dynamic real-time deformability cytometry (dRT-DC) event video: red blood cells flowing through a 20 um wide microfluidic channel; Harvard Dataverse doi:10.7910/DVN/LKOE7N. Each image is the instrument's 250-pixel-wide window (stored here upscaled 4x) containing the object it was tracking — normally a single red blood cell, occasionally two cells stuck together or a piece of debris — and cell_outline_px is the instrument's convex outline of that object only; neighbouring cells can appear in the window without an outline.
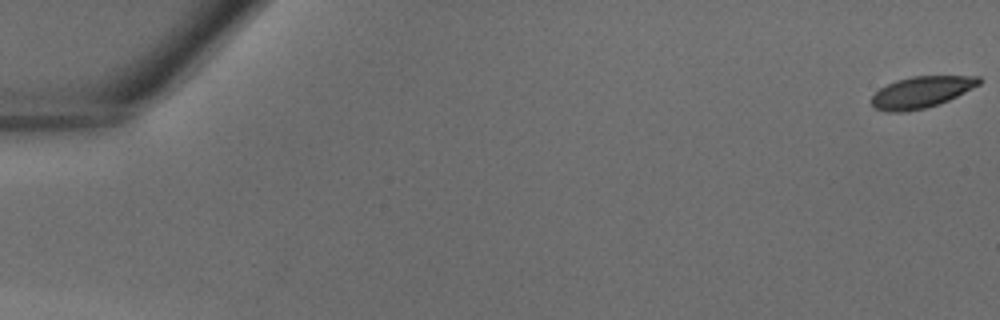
{"species": "common noctule bat (a hibernating species)", "species_latin": "Nyctalus noctula", "temperature_condition": "warm", "stored_images_in_passage": 44, "segment_of_instrument_passage": [1, 2], "camera_frame_rate_fps": 3000, "um_per_image_px": 0.085, "animal": {"sex": "male", "body_mass_g": 18.8}, "frame": {"image": 1, "passage_image": 1, "time_ms": 0.0, "image_size_px": [1000, 320], "cell_outline_px": [[980, 84], [948, 100], [924, 108], [908, 112], [884, 112], [872, 108], [872, 96], [880, 88], [896, 80], [912, 76], [980, 76]], "centroid_in_image_um": [78.26, 7.84], "position_along_channel_um": 6.7, "area_um2": 19.59}}
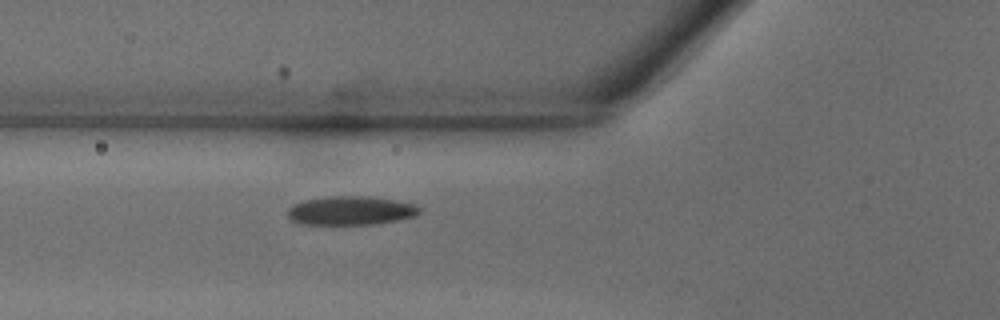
{"frame": {"image": 2, "passage_image": 17, "time_ms": 5.333, "image_size_px": [1000, 320], "cell_outline_px": [[420, 212], [416, 216], [400, 220], [376, 224], [300, 224], [292, 220], [288, 216], [288, 208], [292, 204], [304, 200], [332, 196], [368, 196], [392, 200], [412, 204], [420, 208]], "centroid_in_image_um": [29.8, 17.91], "position_along_channel_um": 96.0, "area_um2": 22.08}}
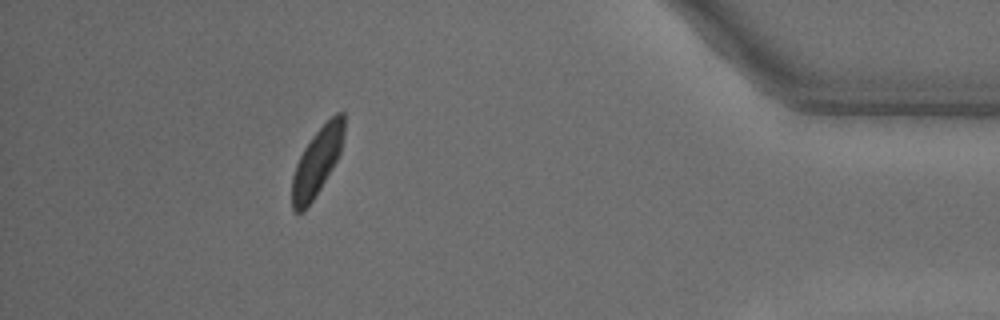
{"frame": {"image": 3, "passage_image": 39, "time_ms": 12.667, "image_size_px": [1000, 320], "cell_outline_px": [[344, 132], [340, 152], [332, 168], [320, 188], [304, 212], [296, 212], [292, 208], [292, 176], [296, 164], [304, 148], [312, 136], [336, 112], [344, 112]], "centroid_in_image_um": [26.94, 13.75], "position_along_channel_um": 408.3, "area_um2": 20.11}}